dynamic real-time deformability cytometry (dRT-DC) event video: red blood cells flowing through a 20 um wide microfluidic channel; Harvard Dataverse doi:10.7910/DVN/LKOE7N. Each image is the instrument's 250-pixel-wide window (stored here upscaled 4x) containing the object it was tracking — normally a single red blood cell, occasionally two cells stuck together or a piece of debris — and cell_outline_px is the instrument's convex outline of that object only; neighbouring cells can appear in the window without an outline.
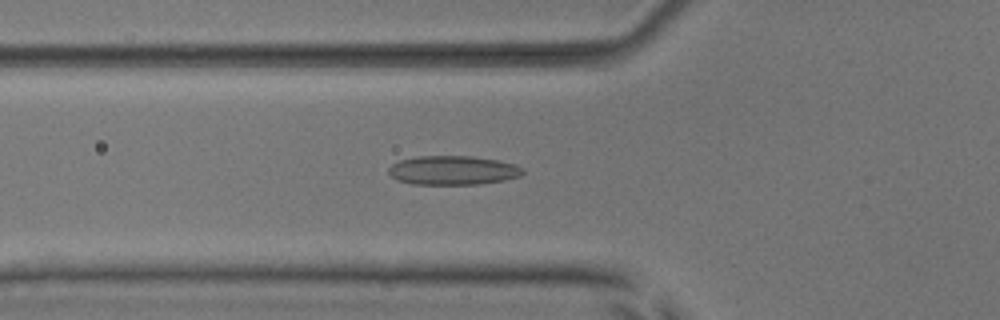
{"species": "common noctule bat (a hibernating species)", "species_latin": "Nyctalus noctula", "temperature_condition": "room temperature", "stored_images_in_passage": 49, "camera_frame_rate_fps": 3000, "um_per_image_px": 0.085, "animal": {"sex": "male", "body_mass_g": 17.9, "forearm_length_mm": 54.2}, "frame": {"image": 1, "passage_image": 19, "time_ms": 6.0, "image_size_px": [1000, 320], "cell_outline_px": [[524, 172], [520, 176], [504, 180], [480, 184], [412, 184], [396, 180], [388, 172], [388, 168], [392, 164], [400, 160], [416, 156], [472, 156], [496, 160], [516, 164], [524, 168]], "centroid_in_image_um": [38.5, 14.47], "position_along_channel_um": 87.3, "area_um2": 22.83}}
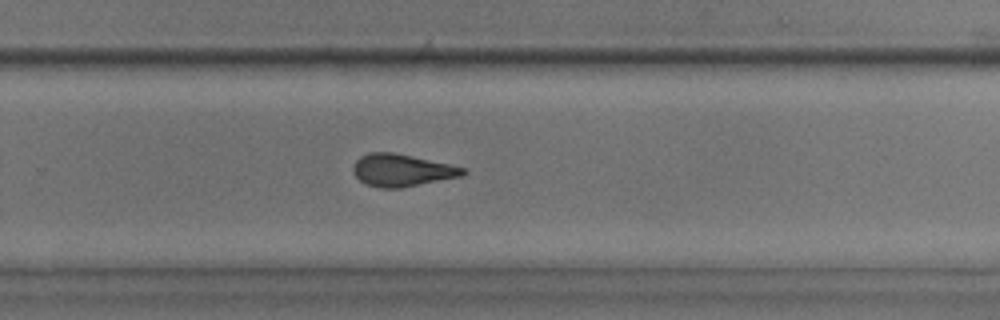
{"frame": {"image": 2, "passage_image": 35, "time_ms": 11.333, "image_size_px": [1000, 320], "cell_outline_px": [[468, 172], [460, 176], [400, 188], [380, 188], [364, 184], [352, 172], [352, 168], [356, 160], [360, 156], [368, 152], [392, 152], [412, 156], [468, 168]], "centroid_in_image_um": [34.13, 14.47], "position_along_channel_um": 295.7, "area_um2": 20.69}}
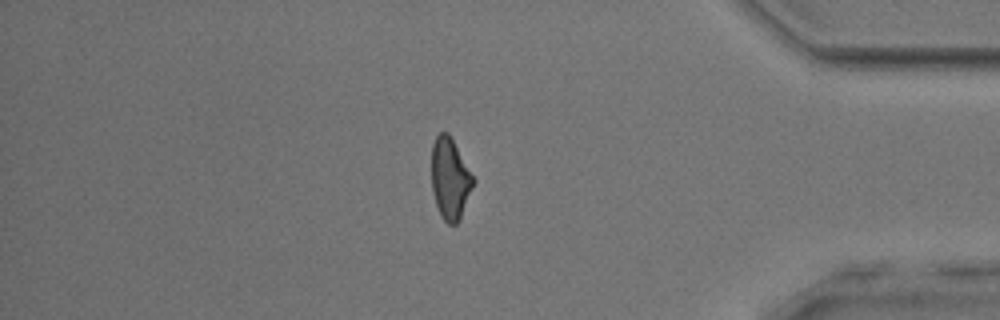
{"frame": {"image": 3, "passage_image": 45, "time_ms": 14.667, "image_size_px": [1000, 320], "cell_outline_px": [[476, 180], [460, 220], [456, 224], [448, 224], [440, 216], [432, 192], [432, 144], [436, 136], [440, 132], [448, 132]], "centroid_in_image_um": [38.26, 15.21], "position_along_channel_um": 396.9, "area_um2": 19.88}}